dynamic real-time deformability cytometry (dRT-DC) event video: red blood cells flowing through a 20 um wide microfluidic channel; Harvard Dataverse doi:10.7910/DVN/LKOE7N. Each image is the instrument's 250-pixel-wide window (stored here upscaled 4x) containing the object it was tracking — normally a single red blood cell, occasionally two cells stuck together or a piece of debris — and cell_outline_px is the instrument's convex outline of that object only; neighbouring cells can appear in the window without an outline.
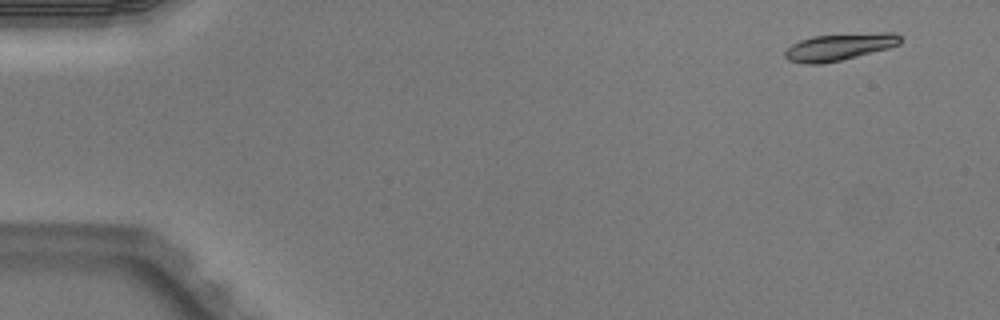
{"species": "Egyptian fruit bat (a non-hibernating species)", "species_latin": "Rousettus aegyptiacus", "temperature_condition": "warm", "stored_images_in_passage": 5, "camera_frame_rate_fps": 3000, "um_per_image_px": 0.085, "animal": {"sex": "male"}, "frame": {"image": 1, "passage_image": 2, "time_ms": 0.333, "image_size_px": [1000, 320], "cell_outline_px": [[900, 44], [888, 48], [824, 64], [804, 64], [788, 60], [784, 56], [784, 52], [792, 44], [800, 40], [812, 36], [880, 32], [896, 32], [900, 36]], "centroid_in_image_um": [71.33, 3.98], "position_along_channel_um": 13.7, "area_um2": 18.09}}
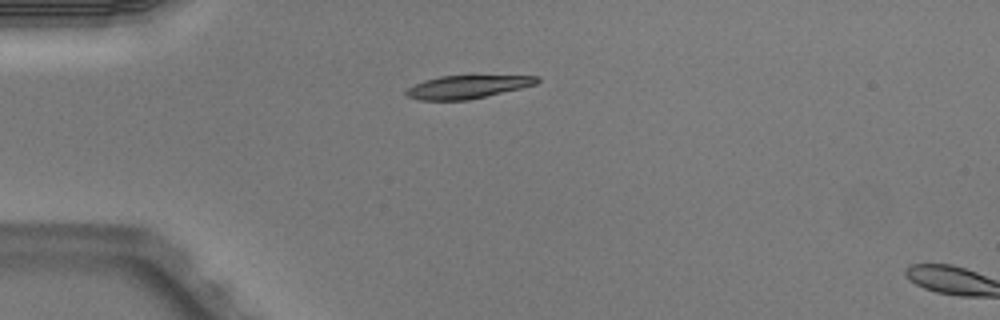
{"frame": {"image": 2, "passage_image": 4, "time_ms": 1.0, "image_size_px": [1000, 320], "cell_outline_px": [[540, 80], [536, 84], [520, 88], [468, 100], [420, 100], [408, 96], [404, 92], [408, 88], [424, 80], [440, 76], [540, 76]], "centroid_in_image_um": [39.71, 7.38], "position_along_channel_um": 45.3, "area_um2": 17.28}}